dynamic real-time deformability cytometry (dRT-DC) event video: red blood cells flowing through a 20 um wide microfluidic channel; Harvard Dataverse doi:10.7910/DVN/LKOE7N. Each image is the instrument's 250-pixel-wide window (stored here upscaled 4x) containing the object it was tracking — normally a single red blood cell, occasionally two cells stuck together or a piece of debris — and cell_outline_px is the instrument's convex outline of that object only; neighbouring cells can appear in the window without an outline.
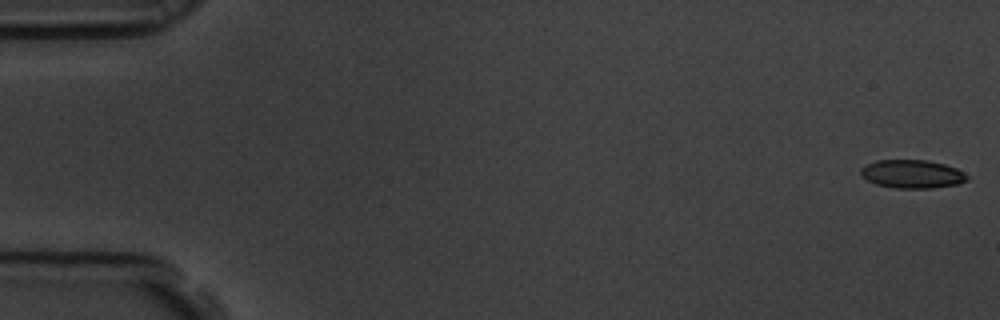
{"species": "common noctule bat (a hibernating species)", "species_latin": "Nyctalus noctula", "temperature_condition": "room temperature", "stored_images_in_passage": 6, "camera_frame_rate_fps": 3000, "um_per_image_px": 0.085, "animal": {"sex": "male", "body_mass_g": 19.5, "forearm_length_mm": 54.6}, "frame": {"image": 1, "passage_image": 1, "time_ms": 0.0, "image_size_px": [1000, 320], "cell_outline_px": [[968, 180], [960, 184], [932, 188], [896, 188], [876, 184], [860, 176], [860, 168], [864, 164], [876, 160], [928, 160], [944, 164], [956, 168], [964, 172], [968, 176]], "centroid_in_image_um": [77.52, 14.79], "position_along_channel_um": 7.5, "area_um2": 17.8}}
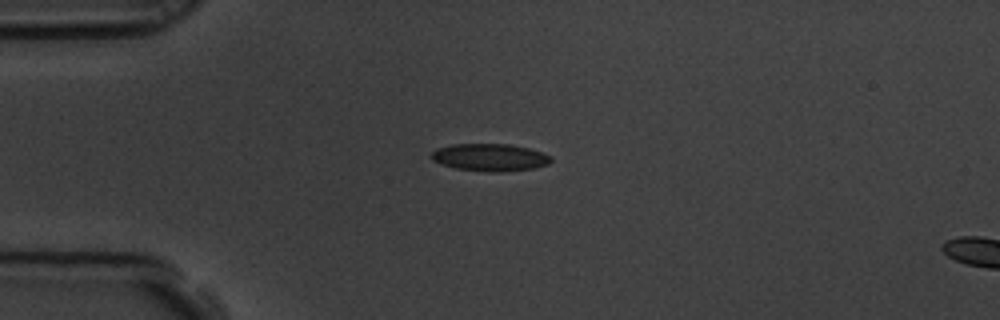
{"frame": {"image": 2, "passage_image": 5, "time_ms": 1.333, "image_size_px": [1000, 320], "cell_outline_px": [[552, 160], [548, 164], [536, 168], [500, 172], [488, 172], [456, 168], [440, 164], [432, 160], [428, 156], [436, 148], [452, 144], [508, 144], [528, 148], [552, 156]], "centroid_in_image_um": [41.61, 13.38], "position_along_channel_um": 43.4, "area_um2": 19.25}}